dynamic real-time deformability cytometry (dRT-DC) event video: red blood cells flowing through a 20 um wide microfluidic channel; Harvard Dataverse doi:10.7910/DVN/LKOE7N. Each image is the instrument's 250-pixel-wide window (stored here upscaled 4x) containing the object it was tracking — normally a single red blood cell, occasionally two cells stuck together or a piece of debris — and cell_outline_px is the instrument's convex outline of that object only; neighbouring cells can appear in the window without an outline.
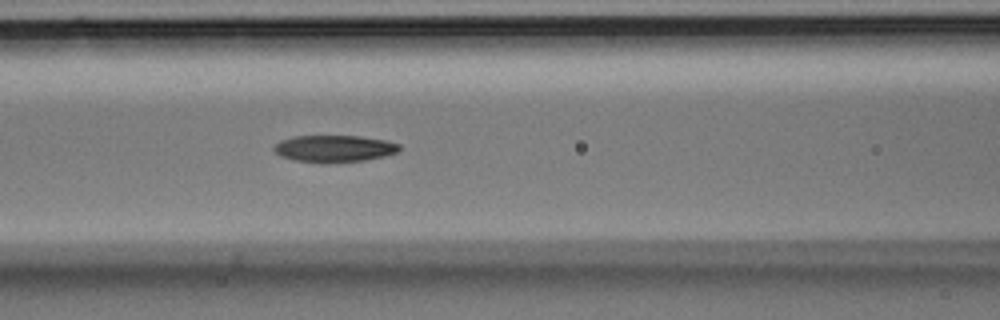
{"species": "Egyptian fruit bat (a non-hibernating species)", "species_latin": "Rousettus aegyptiacus", "temperature_condition": "room temperature", "stored_images_in_passage": 7, "camera_frame_rate_fps": 3000, "um_per_image_px": 0.085, "animal": {"sex": "male"}, "frame": {"image": 1, "passage_image": 7, "time_ms": 2.0, "image_size_px": [1000, 320], "cell_outline_px": [[400, 148], [396, 152], [384, 156], [364, 160], [292, 160], [280, 156], [272, 148], [280, 140], [292, 136], [360, 136], [388, 140], [400, 144]], "centroid_in_image_um": [28.42, 12.58], "position_along_channel_um": 138.2, "area_um2": 18.9}}